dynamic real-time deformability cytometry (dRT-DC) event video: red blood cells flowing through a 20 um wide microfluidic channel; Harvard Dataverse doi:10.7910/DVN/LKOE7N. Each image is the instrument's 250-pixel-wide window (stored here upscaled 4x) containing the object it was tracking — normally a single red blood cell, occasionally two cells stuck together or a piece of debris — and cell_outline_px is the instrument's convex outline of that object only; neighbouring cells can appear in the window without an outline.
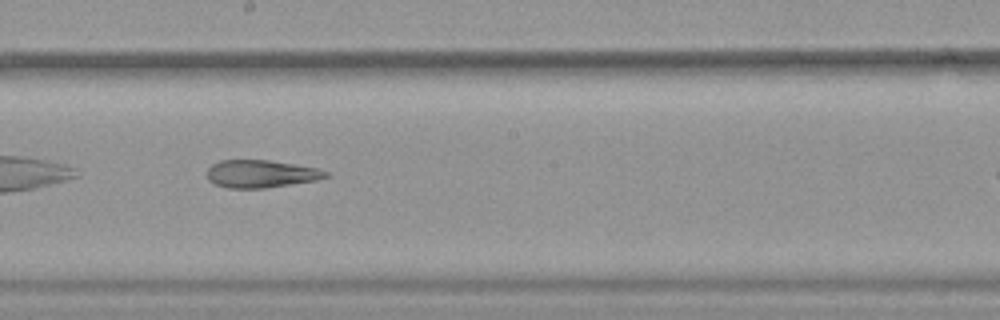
{"species": "common noctule bat (a hibernating species)", "species_latin": "Nyctalus noctula", "temperature_condition": "warm", "stored_images_in_passage": 29, "camera_frame_rate_fps": 3000, "um_per_image_px": 0.085, "animal": {"sex": "female", "body_mass_g": 19.9}, "frame": {"image": 1, "passage_image": 13, "time_ms": 4.0, "image_size_px": [1000, 320], "cell_outline_px": [[332, 176], [316, 180], [264, 188], [228, 188], [212, 184], [208, 180], [208, 168], [212, 164], [220, 160], [268, 160], [296, 164], [320, 168], [328, 172]], "centroid_in_image_um": [22.2, 14.77], "position_along_channel_um": 226.0, "area_um2": 19.31}}